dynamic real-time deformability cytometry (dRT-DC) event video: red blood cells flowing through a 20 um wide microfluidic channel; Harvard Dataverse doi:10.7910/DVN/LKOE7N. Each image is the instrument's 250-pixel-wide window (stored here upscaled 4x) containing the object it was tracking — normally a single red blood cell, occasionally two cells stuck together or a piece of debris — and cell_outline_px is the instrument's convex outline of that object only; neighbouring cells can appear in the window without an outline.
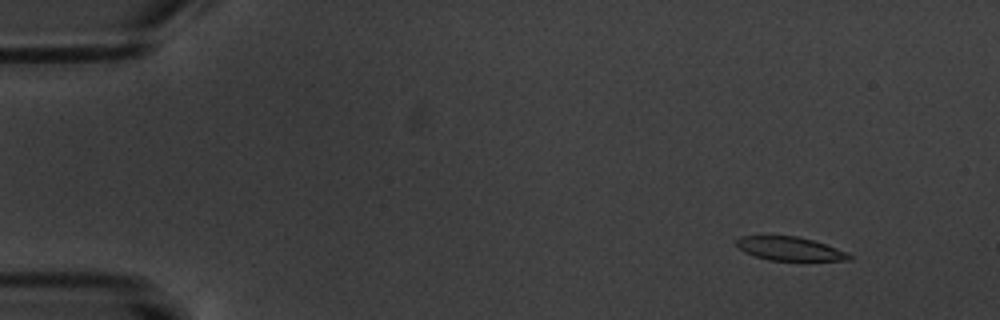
{"species": "common noctule bat (a hibernating species)", "species_latin": "Nyctalus noctula", "temperature_condition": "warm", "stored_images_in_passage": 6, "camera_frame_rate_fps": 3000, "um_per_image_px": 0.085, "animal": {"sex": "male", "body_mass_g": 20.1, "forearm_length_mm": 53.5}, "frame": {"image": 1, "passage_image": 2, "time_ms": 1.0, "image_size_px": [1000, 320], "cell_outline_px": [[852, 260], [768, 260], [744, 252], [736, 244], [736, 240], [740, 236], [796, 236], [812, 240], [848, 252], [852, 256]], "centroid_in_image_um": [67.13, 21.14], "position_along_channel_um": 17.9, "area_um2": 15.32}}